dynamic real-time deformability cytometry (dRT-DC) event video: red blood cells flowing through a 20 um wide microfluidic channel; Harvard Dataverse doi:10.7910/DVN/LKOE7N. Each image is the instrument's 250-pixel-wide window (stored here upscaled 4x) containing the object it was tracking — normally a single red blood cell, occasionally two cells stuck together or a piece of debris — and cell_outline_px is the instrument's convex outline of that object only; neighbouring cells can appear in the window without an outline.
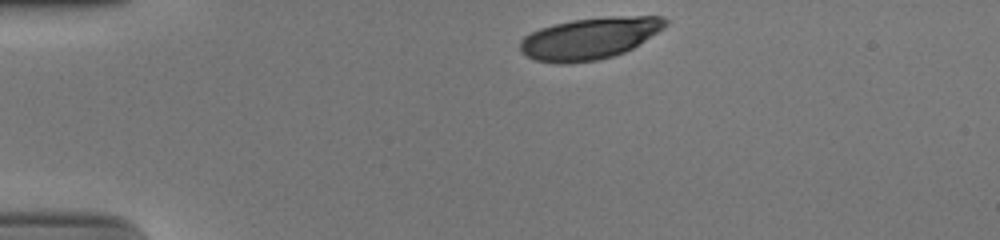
{"species": "human", "species_latin": "Homo sapiens", "temperature_condition": "cold", "stored_images_in_passage": 42, "camera_frame_rate_fps": 3000, "um_per_image_px": 0.085, "donor": {"sex": "male"}, "frame": {"image": 1, "passage_image": 1, "time_ms": 0.0, "image_size_px": [1000, 240], "cell_outline_px": [[668, 24], [664, 28], [632, 48], [624, 52], [612, 56], [596, 60], [568, 64], [560, 64], [536, 60], [528, 56], [520, 48], [520, 40], [524, 36], [540, 28], [572, 20], [612, 16], [664, 16], [668, 20]], "centroid_in_image_um": [50.14, 3.25], "position_along_channel_um": 34.9, "area_um2": 35.08}}
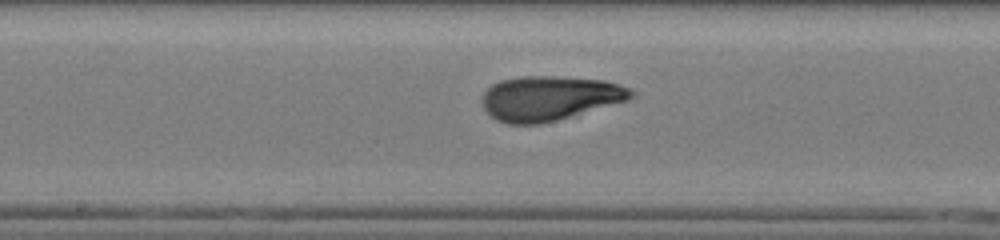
{"frame": {"image": 2, "passage_image": 18, "time_ms": 5.667, "image_size_px": [1000, 240], "cell_outline_px": [[636, 96], [628, 100], [556, 120], [540, 124], [508, 124], [496, 120], [484, 108], [484, 92], [492, 84], [500, 80], [524, 76], [552, 76], [604, 80], [620, 84], [636, 92]], "centroid_in_image_um": [46.73, 8.34], "position_along_channel_um": 201.5, "area_um2": 38.44}}
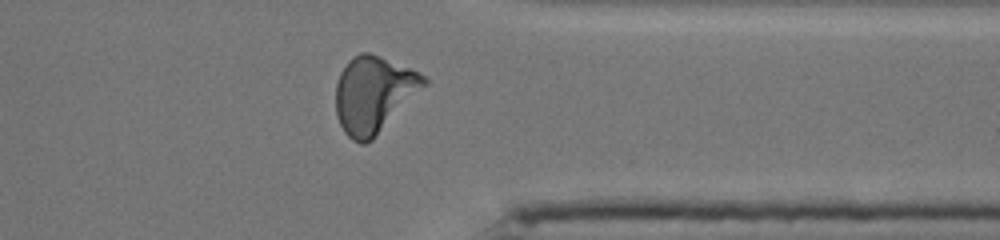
{"frame": {"image": 3, "passage_image": 32, "time_ms": 10.333, "image_size_px": [1000, 240], "cell_outline_px": [[428, 84], [372, 140], [364, 144], [360, 144], [352, 140], [344, 132], [336, 116], [336, 84], [340, 72], [348, 60], [352, 56], [360, 52], [368, 52], [380, 56], [408, 68], [424, 76], [428, 80]], "centroid_in_image_um": [31.74, 8.03], "position_along_channel_um": 379.7, "area_um2": 39.25}, "authors_computed_cell_mechanics": {"area_um2": 37.1943, "velocity_mm_per_s": 3.9045, "shape_relaxation_time_tau1_ms": 3.5221, "shape_relaxation_time_tau2_ms": 1.3649, "deformation_change_tau1": 0.1701, "deformation_change_tau2": 0.089}}